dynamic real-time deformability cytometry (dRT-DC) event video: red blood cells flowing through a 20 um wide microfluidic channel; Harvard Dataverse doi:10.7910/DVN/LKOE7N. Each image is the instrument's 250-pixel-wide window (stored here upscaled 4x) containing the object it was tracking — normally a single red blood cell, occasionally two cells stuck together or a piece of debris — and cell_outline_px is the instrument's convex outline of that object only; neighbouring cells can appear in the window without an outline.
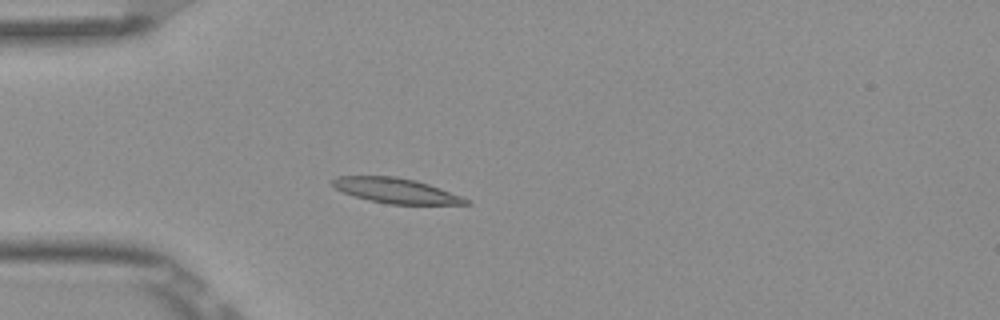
{"species": "Egyptian fruit bat (a non-hibernating species)", "species_latin": "Rousettus aegyptiacus", "temperature_condition": "room temperature", "stored_images_in_passage": 5, "camera_frame_rate_fps": 3000, "um_per_image_px": 0.085, "frame": {"image": 1, "passage_image": 5, "time_ms": 1.333, "image_size_px": [1000, 320], "cell_outline_px": [[472, 204], [388, 204], [368, 200], [344, 192], [336, 188], [332, 184], [332, 180], [336, 176], [396, 176], [416, 180], [428, 184], [460, 196], [468, 200]], "centroid_in_image_um": [33.63, 16.2], "position_along_channel_um": 51.4, "area_um2": 19.19}}